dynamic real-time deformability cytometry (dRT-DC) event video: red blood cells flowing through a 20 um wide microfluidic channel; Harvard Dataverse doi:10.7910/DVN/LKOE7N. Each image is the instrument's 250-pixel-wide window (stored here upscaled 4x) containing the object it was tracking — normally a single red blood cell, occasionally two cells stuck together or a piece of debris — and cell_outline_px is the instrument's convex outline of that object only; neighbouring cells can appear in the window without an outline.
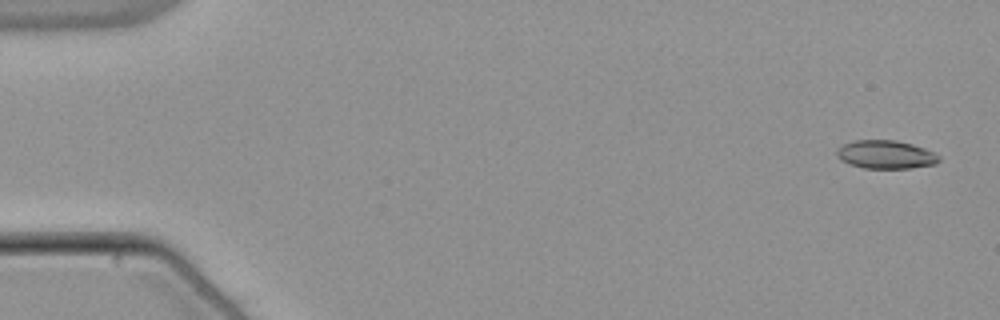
{"species": "common noctule bat (a hibernating species)", "species_latin": "Nyctalus noctula", "temperature_condition": "warm", "stored_images_in_passage": 53, "camera_frame_rate_fps": 3000, "um_per_image_px": 0.085, "animal": {"sex": "male", "body_mass_g": 21.5, "forearm_length_mm": 52.0}, "frame": {"image": 1, "passage_image": 1, "time_ms": 0.0, "image_size_px": [1000, 320], "cell_outline_px": [[940, 160], [936, 164], [912, 168], [864, 168], [840, 160], [836, 156], [836, 148], [844, 144], [856, 140], [896, 140], [912, 144], [924, 148], [940, 156]], "centroid_in_image_um": [75.28, 13.13], "position_along_channel_um": 9.7, "area_um2": 16.88}}
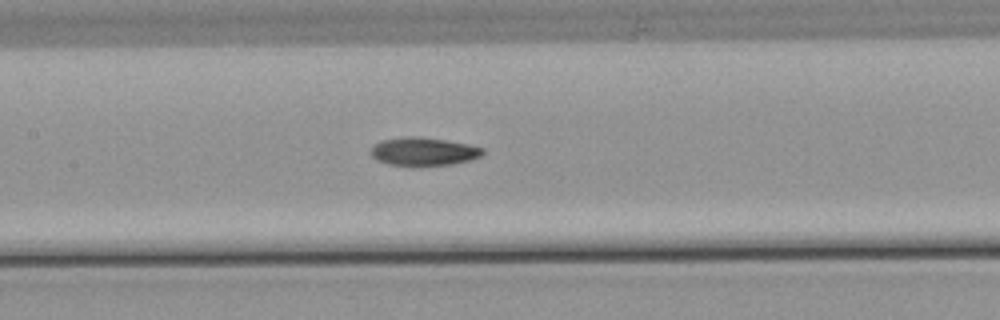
{"frame": {"image": 2, "passage_image": 25, "time_ms": 8.0, "image_size_px": [1000, 320], "cell_outline_px": [[484, 152], [480, 156], [468, 160], [448, 164], [388, 164], [372, 156], [372, 144], [380, 140], [404, 136], [420, 136], [468, 144], [484, 148]], "centroid_in_image_um": [35.98, 12.83], "position_along_channel_um": 171.4, "area_um2": 17.86}}
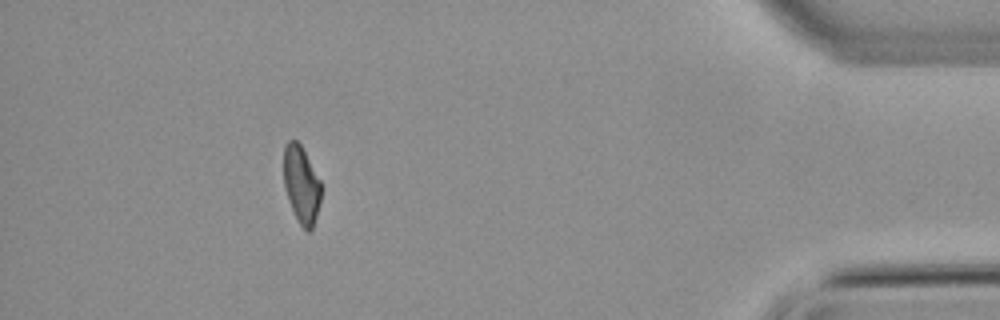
{"frame": {"image": 3, "passage_image": 48, "time_ms": 15.667, "image_size_px": [1000, 320], "cell_outline_px": [[320, 204], [312, 228], [308, 232], [300, 224], [292, 208], [284, 188], [284, 144], [288, 140], [296, 140], [300, 144], [320, 180]], "centroid_in_image_um": [25.6, 15.66], "position_along_channel_um": 409.6, "area_um2": 16.53}, "authors_computed_cell_mechanics": {"area_um2": 17.8024, "velocity_mm_per_s": 3.8361, "shape_relaxation_time_tau1_ms": 8.5241, "shape_relaxation_time_tau2_ms": 5.1748, "deformation_change_tau1": 0.2077, "deformation_change_tau2": 0.118}}